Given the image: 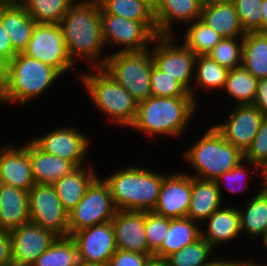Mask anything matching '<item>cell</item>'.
<instances>
[{
    "mask_svg": "<svg viewBox=\"0 0 267 266\" xmlns=\"http://www.w3.org/2000/svg\"><path fill=\"white\" fill-rule=\"evenodd\" d=\"M242 50L243 38H222L207 55L222 67L231 70L241 66Z\"/></svg>",
    "mask_w": 267,
    "mask_h": 266,
    "instance_id": "38",
    "label": "cell"
},
{
    "mask_svg": "<svg viewBox=\"0 0 267 266\" xmlns=\"http://www.w3.org/2000/svg\"><path fill=\"white\" fill-rule=\"evenodd\" d=\"M222 197L215 180L192 177L191 200L187 217L202 224L222 207Z\"/></svg>",
    "mask_w": 267,
    "mask_h": 266,
    "instance_id": "27",
    "label": "cell"
},
{
    "mask_svg": "<svg viewBox=\"0 0 267 266\" xmlns=\"http://www.w3.org/2000/svg\"><path fill=\"white\" fill-rule=\"evenodd\" d=\"M117 249L154 254L148 247L144 226V211L117 210L111 220Z\"/></svg>",
    "mask_w": 267,
    "mask_h": 266,
    "instance_id": "18",
    "label": "cell"
},
{
    "mask_svg": "<svg viewBox=\"0 0 267 266\" xmlns=\"http://www.w3.org/2000/svg\"><path fill=\"white\" fill-rule=\"evenodd\" d=\"M92 69L80 74V82L90 95L94 108L96 106L104 116L107 115L114 126L130 128L137 115L138 102L102 67Z\"/></svg>",
    "mask_w": 267,
    "mask_h": 266,
    "instance_id": "4",
    "label": "cell"
},
{
    "mask_svg": "<svg viewBox=\"0 0 267 266\" xmlns=\"http://www.w3.org/2000/svg\"><path fill=\"white\" fill-rule=\"evenodd\" d=\"M252 166L255 167V170H260V167L257 164L251 163L246 160H242L237 166L233 167L230 171L223 173L215 182L218 186L221 197L223 198V188H227L230 193H237L246 190L248 187V178L252 177L250 175ZM224 185V186H223ZM246 185V186H245Z\"/></svg>",
    "mask_w": 267,
    "mask_h": 266,
    "instance_id": "39",
    "label": "cell"
},
{
    "mask_svg": "<svg viewBox=\"0 0 267 266\" xmlns=\"http://www.w3.org/2000/svg\"><path fill=\"white\" fill-rule=\"evenodd\" d=\"M228 69L219 65L216 61L212 60L208 55H198L195 61L194 79L191 89L193 99L198 100L196 95L197 91L205 90L206 93L219 91L224 88L226 83ZM195 86V87H194ZM195 88V89H194ZM219 89V90H218Z\"/></svg>",
    "mask_w": 267,
    "mask_h": 266,
    "instance_id": "30",
    "label": "cell"
},
{
    "mask_svg": "<svg viewBox=\"0 0 267 266\" xmlns=\"http://www.w3.org/2000/svg\"><path fill=\"white\" fill-rule=\"evenodd\" d=\"M28 196L30 222L52 231L58 237H68V213L53 184H34L28 191Z\"/></svg>",
    "mask_w": 267,
    "mask_h": 266,
    "instance_id": "12",
    "label": "cell"
},
{
    "mask_svg": "<svg viewBox=\"0 0 267 266\" xmlns=\"http://www.w3.org/2000/svg\"><path fill=\"white\" fill-rule=\"evenodd\" d=\"M76 266H104L98 263H91V262H85L82 260H78L77 265Z\"/></svg>",
    "mask_w": 267,
    "mask_h": 266,
    "instance_id": "54",
    "label": "cell"
},
{
    "mask_svg": "<svg viewBox=\"0 0 267 266\" xmlns=\"http://www.w3.org/2000/svg\"><path fill=\"white\" fill-rule=\"evenodd\" d=\"M205 222L206 227L203 226ZM201 225L205 228H201V237L210 244L214 251L219 244H228L241 236L240 214L238 207L235 206L220 207Z\"/></svg>",
    "mask_w": 267,
    "mask_h": 266,
    "instance_id": "21",
    "label": "cell"
},
{
    "mask_svg": "<svg viewBox=\"0 0 267 266\" xmlns=\"http://www.w3.org/2000/svg\"><path fill=\"white\" fill-rule=\"evenodd\" d=\"M261 237H262L261 244H263V248H265L264 250L267 251V232L263 234Z\"/></svg>",
    "mask_w": 267,
    "mask_h": 266,
    "instance_id": "56",
    "label": "cell"
},
{
    "mask_svg": "<svg viewBox=\"0 0 267 266\" xmlns=\"http://www.w3.org/2000/svg\"><path fill=\"white\" fill-rule=\"evenodd\" d=\"M183 37V44L197 56L207 55L222 37L203 20L198 19L188 23Z\"/></svg>",
    "mask_w": 267,
    "mask_h": 266,
    "instance_id": "35",
    "label": "cell"
},
{
    "mask_svg": "<svg viewBox=\"0 0 267 266\" xmlns=\"http://www.w3.org/2000/svg\"><path fill=\"white\" fill-rule=\"evenodd\" d=\"M264 116L253 104H235L226 120L214 127L227 142L244 154L252 144Z\"/></svg>",
    "mask_w": 267,
    "mask_h": 266,
    "instance_id": "14",
    "label": "cell"
},
{
    "mask_svg": "<svg viewBox=\"0 0 267 266\" xmlns=\"http://www.w3.org/2000/svg\"><path fill=\"white\" fill-rule=\"evenodd\" d=\"M0 149V183L29 191L35 181L27 149L10 143Z\"/></svg>",
    "mask_w": 267,
    "mask_h": 266,
    "instance_id": "19",
    "label": "cell"
},
{
    "mask_svg": "<svg viewBox=\"0 0 267 266\" xmlns=\"http://www.w3.org/2000/svg\"><path fill=\"white\" fill-rule=\"evenodd\" d=\"M9 104L7 91V69L5 64H0V106Z\"/></svg>",
    "mask_w": 267,
    "mask_h": 266,
    "instance_id": "48",
    "label": "cell"
},
{
    "mask_svg": "<svg viewBox=\"0 0 267 266\" xmlns=\"http://www.w3.org/2000/svg\"><path fill=\"white\" fill-rule=\"evenodd\" d=\"M246 260V261H245ZM241 261L240 266H267V263L264 264L263 262H255L253 259L249 258V260L245 259Z\"/></svg>",
    "mask_w": 267,
    "mask_h": 266,
    "instance_id": "53",
    "label": "cell"
},
{
    "mask_svg": "<svg viewBox=\"0 0 267 266\" xmlns=\"http://www.w3.org/2000/svg\"><path fill=\"white\" fill-rule=\"evenodd\" d=\"M244 160L257 164L260 168L267 165V115L263 117L252 144L244 153Z\"/></svg>",
    "mask_w": 267,
    "mask_h": 266,
    "instance_id": "43",
    "label": "cell"
},
{
    "mask_svg": "<svg viewBox=\"0 0 267 266\" xmlns=\"http://www.w3.org/2000/svg\"><path fill=\"white\" fill-rule=\"evenodd\" d=\"M102 38L114 52H141L156 38L155 21H134L121 16L101 14ZM114 48V49H113ZM121 48V49H120Z\"/></svg>",
    "mask_w": 267,
    "mask_h": 266,
    "instance_id": "8",
    "label": "cell"
},
{
    "mask_svg": "<svg viewBox=\"0 0 267 266\" xmlns=\"http://www.w3.org/2000/svg\"><path fill=\"white\" fill-rule=\"evenodd\" d=\"M151 48L141 52L107 54L102 68L139 103L151 96Z\"/></svg>",
    "mask_w": 267,
    "mask_h": 266,
    "instance_id": "7",
    "label": "cell"
},
{
    "mask_svg": "<svg viewBox=\"0 0 267 266\" xmlns=\"http://www.w3.org/2000/svg\"><path fill=\"white\" fill-rule=\"evenodd\" d=\"M77 0H19L36 24H60Z\"/></svg>",
    "mask_w": 267,
    "mask_h": 266,
    "instance_id": "33",
    "label": "cell"
},
{
    "mask_svg": "<svg viewBox=\"0 0 267 266\" xmlns=\"http://www.w3.org/2000/svg\"><path fill=\"white\" fill-rule=\"evenodd\" d=\"M252 104L267 115V78L258 80L256 97Z\"/></svg>",
    "mask_w": 267,
    "mask_h": 266,
    "instance_id": "46",
    "label": "cell"
},
{
    "mask_svg": "<svg viewBox=\"0 0 267 266\" xmlns=\"http://www.w3.org/2000/svg\"><path fill=\"white\" fill-rule=\"evenodd\" d=\"M192 191L189 173L172 172L160 186L159 198L153 212L169 219L187 217Z\"/></svg>",
    "mask_w": 267,
    "mask_h": 266,
    "instance_id": "17",
    "label": "cell"
},
{
    "mask_svg": "<svg viewBox=\"0 0 267 266\" xmlns=\"http://www.w3.org/2000/svg\"><path fill=\"white\" fill-rule=\"evenodd\" d=\"M213 248L200 238L193 244L187 245L167 257L169 266H203L212 258Z\"/></svg>",
    "mask_w": 267,
    "mask_h": 266,
    "instance_id": "37",
    "label": "cell"
},
{
    "mask_svg": "<svg viewBox=\"0 0 267 266\" xmlns=\"http://www.w3.org/2000/svg\"><path fill=\"white\" fill-rule=\"evenodd\" d=\"M151 96L155 97H192L190 92L174 77L162 72L155 65L150 75Z\"/></svg>",
    "mask_w": 267,
    "mask_h": 266,
    "instance_id": "40",
    "label": "cell"
},
{
    "mask_svg": "<svg viewBox=\"0 0 267 266\" xmlns=\"http://www.w3.org/2000/svg\"><path fill=\"white\" fill-rule=\"evenodd\" d=\"M263 0H235L234 6L245 32H262Z\"/></svg>",
    "mask_w": 267,
    "mask_h": 266,
    "instance_id": "41",
    "label": "cell"
},
{
    "mask_svg": "<svg viewBox=\"0 0 267 266\" xmlns=\"http://www.w3.org/2000/svg\"><path fill=\"white\" fill-rule=\"evenodd\" d=\"M0 19L13 49L22 53L32 37L36 21L19 2L0 5Z\"/></svg>",
    "mask_w": 267,
    "mask_h": 266,
    "instance_id": "24",
    "label": "cell"
},
{
    "mask_svg": "<svg viewBox=\"0 0 267 266\" xmlns=\"http://www.w3.org/2000/svg\"><path fill=\"white\" fill-rule=\"evenodd\" d=\"M70 237L76 244L78 260L107 266L111 256L117 251L111 221L84 228L72 233Z\"/></svg>",
    "mask_w": 267,
    "mask_h": 266,
    "instance_id": "15",
    "label": "cell"
},
{
    "mask_svg": "<svg viewBox=\"0 0 267 266\" xmlns=\"http://www.w3.org/2000/svg\"><path fill=\"white\" fill-rule=\"evenodd\" d=\"M201 224L188 217L169 219V230L154 255L167 258L201 238Z\"/></svg>",
    "mask_w": 267,
    "mask_h": 266,
    "instance_id": "28",
    "label": "cell"
},
{
    "mask_svg": "<svg viewBox=\"0 0 267 266\" xmlns=\"http://www.w3.org/2000/svg\"><path fill=\"white\" fill-rule=\"evenodd\" d=\"M144 226L148 247L155 253L161 247L169 230V218L153 211H144Z\"/></svg>",
    "mask_w": 267,
    "mask_h": 266,
    "instance_id": "42",
    "label": "cell"
},
{
    "mask_svg": "<svg viewBox=\"0 0 267 266\" xmlns=\"http://www.w3.org/2000/svg\"><path fill=\"white\" fill-rule=\"evenodd\" d=\"M17 52L13 49L9 35L3 28L0 19V64H7Z\"/></svg>",
    "mask_w": 267,
    "mask_h": 266,
    "instance_id": "45",
    "label": "cell"
},
{
    "mask_svg": "<svg viewBox=\"0 0 267 266\" xmlns=\"http://www.w3.org/2000/svg\"><path fill=\"white\" fill-rule=\"evenodd\" d=\"M94 166L75 168L70 174L53 183L64 210L69 213L80 202L88 187L98 177Z\"/></svg>",
    "mask_w": 267,
    "mask_h": 266,
    "instance_id": "25",
    "label": "cell"
},
{
    "mask_svg": "<svg viewBox=\"0 0 267 266\" xmlns=\"http://www.w3.org/2000/svg\"><path fill=\"white\" fill-rule=\"evenodd\" d=\"M217 3H234L235 0H210Z\"/></svg>",
    "mask_w": 267,
    "mask_h": 266,
    "instance_id": "58",
    "label": "cell"
},
{
    "mask_svg": "<svg viewBox=\"0 0 267 266\" xmlns=\"http://www.w3.org/2000/svg\"><path fill=\"white\" fill-rule=\"evenodd\" d=\"M202 0H157L153 9L158 35H174V23H188L201 19Z\"/></svg>",
    "mask_w": 267,
    "mask_h": 266,
    "instance_id": "20",
    "label": "cell"
},
{
    "mask_svg": "<svg viewBox=\"0 0 267 266\" xmlns=\"http://www.w3.org/2000/svg\"><path fill=\"white\" fill-rule=\"evenodd\" d=\"M30 223L28 191L0 183V230Z\"/></svg>",
    "mask_w": 267,
    "mask_h": 266,
    "instance_id": "23",
    "label": "cell"
},
{
    "mask_svg": "<svg viewBox=\"0 0 267 266\" xmlns=\"http://www.w3.org/2000/svg\"><path fill=\"white\" fill-rule=\"evenodd\" d=\"M241 261L242 260H239V259H227V258H218V256H217V258L216 257H214V259H213V257H212V259L207 263V264H205V265H203V266H240L241 265Z\"/></svg>",
    "mask_w": 267,
    "mask_h": 266,
    "instance_id": "49",
    "label": "cell"
},
{
    "mask_svg": "<svg viewBox=\"0 0 267 266\" xmlns=\"http://www.w3.org/2000/svg\"><path fill=\"white\" fill-rule=\"evenodd\" d=\"M12 263L11 240L7 231L0 230V266Z\"/></svg>",
    "mask_w": 267,
    "mask_h": 266,
    "instance_id": "47",
    "label": "cell"
},
{
    "mask_svg": "<svg viewBox=\"0 0 267 266\" xmlns=\"http://www.w3.org/2000/svg\"><path fill=\"white\" fill-rule=\"evenodd\" d=\"M244 209H239L241 234L246 232L247 237L260 238L267 232V197L256 192ZM243 210V211H242Z\"/></svg>",
    "mask_w": 267,
    "mask_h": 266,
    "instance_id": "31",
    "label": "cell"
},
{
    "mask_svg": "<svg viewBox=\"0 0 267 266\" xmlns=\"http://www.w3.org/2000/svg\"><path fill=\"white\" fill-rule=\"evenodd\" d=\"M175 38V35H157L151 55L157 68L178 80L191 94L197 55L183 43L175 45Z\"/></svg>",
    "mask_w": 267,
    "mask_h": 266,
    "instance_id": "11",
    "label": "cell"
},
{
    "mask_svg": "<svg viewBox=\"0 0 267 266\" xmlns=\"http://www.w3.org/2000/svg\"><path fill=\"white\" fill-rule=\"evenodd\" d=\"M201 20L222 38H243L246 33L240 23L234 3L204 2Z\"/></svg>",
    "mask_w": 267,
    "mask_h": 266,
    "instance_id": "26",
    "label": "cell"
},
{
    "mask_svg": "<svg viewBox=\"0 0 267 266\" xmlns=\"http://www.w3.org/2000/svg\"><path fill=\"white\" fill-rule=\"evenodd\" d=\"M256 175L260 176L262 180V187L259 191H261L267 197V165L260 168V170L256 171ZM260 173V174H259Z\"/></svg>",
    "mask_w": 267,
    "mask_h": 266,
    "instance_id": "51",
    "label": "cell"
},
{
    "mask_svg": "<svg viewBox=\"0 0 267 266\" xmlns=\"http://www.w3.org/2000/svg\"><path fill=\"white\" fill-rule=\"evenodd\" d=\"M67 52L76 64L83 59L88 67H102L105 44L102 38L98 0H77L60 21ZM91 65V66H90Z\"/></svg>",
    "mask_w": 267,
    "mask_h": 266,
    "instance_id": "1",
    "label": "cell"
},
{
    "mask_svg": "<svg viewBox=\"0 0 267 266\" xmlns=\"http://www.w3.org/2000/svg\"><path fill=\"white\" fill-rule=\"evenodd\" d=\"M100 14H111L134 21H155L153 10L140 0H98Z\"/></svg>",
    "mask_w": 267,
    "mask_h": 266,
    "instance_id": "36",
    "label": "cell"
},
{
    "mask_svg": "<svg viewBox=\"0 0 267 266\" xmlns=\"http://www.w3.org/2000/svg\"><path fill=\"white\" fill-rule=\"evenodd\" d=\"M145 266H169V262L167 258L153 254L148 257Z\"/></svg>",
    "mask_w": 267,
    "mask_h": 266,
    "instance_id": "50",
    "label": "cell"
},
{
    "mask_svg": "<svg viewBox=\"0 0 267 266\" xmlns=\"http://www.w3.org/2000/svg\"><path fill=\"white\" fill-rule=\"evenodd\" d=\"M22 54L55 68L62 76L77 65L67 52L59 24H36Z\"/></svg>",
    "mask_w": 267,
    "mask_h": 266,
    "instance_id": "10",
    "label": "cell"
},
{
    "mask_svg": "<svg viewBox=\"0 0 267 266\" xmlns=\"http://www.w3.org/2000/svg\"><path fill=\"white\" fill-rule=\"evenodd\" d=\"M183 153V158L195 170L194 178L215 180L244 160V154L227 142L211 125L205 134Z\"/></svg>",
    "mask_w": 267,
    "mask_h": 266,
    "instance_id": "5",
    "label": "cell"
},
{
    "mask_svg": "<svg viewBox=\"0 0 267 266\" xmlns=\"http://www.w3.org/2000/svg\"><path fill=\"white\" fill-rule=\"evenodd\" d=\"M4 266H17V265L13 264V263H10V264L4 265Z\"/></svg>",
    "mask_w": 267,
    "mask_h": 266,
    "instance_id": "59",
    "label": "cell"
},
{
    "mask_svg": "<svg viewBox=\"0 0 267 266\" xmlns=\"http://www.w3.org/2000/svg\"><path fill=\"white\" fill-rule=\"evenodd\" d=\"M19 0H0V5L17 3Z\"/></svg>",
    "mask_w": 267,
    "mask_h": 266,
    "instance_id": "57",
    "label": "cell"
},
{
    "mask_svg": "<svg viewBox=\"0 0 267 266\" xmlns=\"http://www.w3.org/2000/svg\"><path fill=\"white\" fill-rule=\"evenodd\" d=\"M78 252L74 240L68 237H57L32 266H76Z\"/></svg>",
    "mask_w": 267,
    "mask_h": 266,
    "instance_id": "34",
    "label": "cell"
},
{
    "mask_svg": "<svg viewBox=\"0 0 267 266\" xmlns=\"http://www.w3.org/2000/svg\"><path fill=\"white\" fill-rule=\"evenodd\" d=\"M140 1L145 2L153 10L155 8L157 0H140Z\"/></svg>",
    "mask_w": 267,
    "mask_h": 266,
    "instance_id": "55",
    "label": "cell"
},
{
    "mask_svg": "<svg viewBox=\"0 0 267 266\" xmlns=\"http://www.w3.org/2000/svg\"><path fill=\"white\" fill-rule=\"evenodd\" d=\"M76 125L59 126L45 135L31 139L41 150L72 162L76 167L87 165L86 159L92 141ZM85 163V164H84Z\"/></svg>",
    "mask_w": 267,
    "mask_h": 266,
    "instance_id": "13",
    "label": "cell"
},
{
    "mask_svg": "<svg viewBox=\"0 0 267 266\" xmlns=\"http://www.w3.org/2000/svg\"><path fill=\"white\" fill-rule=\"evenodd\" d=\"M11 240L12 263L32 266L58 237L52 231L27 223L8 232Z\"/></svg>",
    "mask_w": 267,
    "mask_h": 266,
    "instance_id": "16",
    "label": "cell"
},
{
    "mask_svg": "<svg viewBox=\"0 0 267 266\" xmlns=\"http://www.w3.org/2000/svg\"><path fill=\"white\" fill-rule=\"evenodd\" d=\"M197 103L193 97L150 96L138 103L137 115L130 128L143 132L146 137L153 138L155 134L180 137L197 114Z\"/></svg>",
    "mask_w": 267,
    "mask_h": 266,
    "instance_id": "2",
    "label": "cell"
},
{
    "mask_svg": "<svg viewBox=\"0 0 267 266\" xmlns=\"http://www.w3.org/2000/svg\"><path fill=\"white\" fill-rule=\"evenodd\" d=\"M241 66L258 80L267 78V32L245 33Z\"/></svg>",
    "mask_w": 267,
    "mask_h": 266,
    "instance_id": "29",
    "label": "cell"
},
{
    "mask_svg": "<svg viewBox=\"0 0 267 266\" xmlns=\"http://www.w3.org/2000/svg\"><path fill=\"white\" fill-rule=\"evenodd\" d=\"M116 211L108 184L98 176L68 213L69 236L84 228L110 222Z\"/></svg>",
    "mask_w": 267,
    "mask_h": 266,
    "instance_id": "9",
    "label": "cell"
},
{
    "mask_svg": "<svg viewBox=\"0 0 267 266\" xmlns=\"http://www.w3.org/2000/svg\"><path fill=\"white\" fill-rule=\"evenodd\" d=\"M262 32H267V0L262 2Z\"/></svg>",
    "mask_w": 267,
    "mask_h": 266,
    "instance_id": "52",
    "label": "cell"
},
{
    "mask_svg": "<svg viewBox=\"0 0 267 266\" xmlns=\"http://www.w3.org/2000/svg\"><path fill=\"white\" fill-rule=\"evenodd\" d=\"M150 255L153 254H142L117 249L111 256L107 266H145Z\"/></svg>",
    "mask_w": 267,
    "mask_h": 266,
    "instance_id": "44",
    "label": "cell"
},
{
    "mask_svg": "<svg viewBox=\"0 0 267 266\" xmlns=\"http://www.w3.org/2000/svg\"><path fill=\"white\" fill-rule=\"evenodd\" d=\"M258 79L244 67L240 66L228 71L224 92L237 104H252L256 97Z\"/></svg>",
    "mask_w": 267,
    "mask_h": 266,
    "instance_id": "32",
    "label": "cell"
},
{
    "mask_svg": "<svg viewBox=\"0 0 267 266\" xmlns=\"http://www.w3.org/2000/svg\"><path fill=\"white\" fill-rule=\"evenodd\" d=\"M23 146L30 157L35 184H53L77 168L67 159L44 152L32 140Z\"/></svg>",
    "mask_w": 267,
    "mask_h": 266,
    "instance_id": "22",
    "label": "cell"
},
{
    "mask_svg": "<svg viewBox=\"0 0 267 266\" xmlns=\"http://www.w3.org/2000/svg\"><path fill=\"white\" fill-rule=\"evenodd\" d=\"M7 91L9 104L19 107L40 96L63 76L43 62L17 53L7 64Z\"/></svg>",
    "mask_w": 267,
    "mask_h": 266,
    "instance_id": "6",
    "label": "cell"
},
{
    "mask_svg": "<svg viewBox=\"0 0 267 266\" xmlns=\"http://www.w3.org/2000/svg\"><path fill=\"white\" fill-rule=\"evenodd\" d=\"M135 165L108 175V184L117 210L153 211L159 198L160 186L166 174Z\"/></svg>",
    "mask_w": 267,
    "mask_h": 266,
    "instance_id": "3",
    "label": "cell"
}]
</instances>
